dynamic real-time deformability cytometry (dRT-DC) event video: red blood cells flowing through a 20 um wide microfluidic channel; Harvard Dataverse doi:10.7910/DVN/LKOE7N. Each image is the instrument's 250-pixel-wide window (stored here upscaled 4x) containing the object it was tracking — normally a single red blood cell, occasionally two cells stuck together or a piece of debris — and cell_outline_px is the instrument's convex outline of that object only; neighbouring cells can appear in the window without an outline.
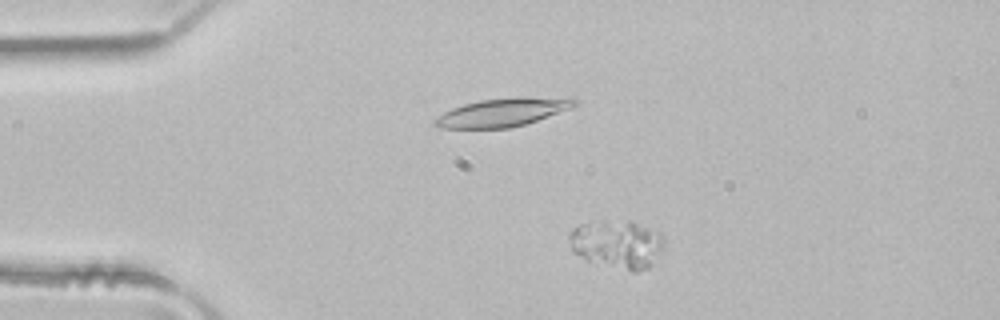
{"species": "common noctule bat (a hibernating species)", "species_latin": "Nyctalus noctula", "temperature_condition": "room temperature", "stored_images_in_passage": 5, "camera_frame_rate_fps": 3000, "um_per_image_px": 0.085, "animal": {"sex": "male", "body_mass_g": 21.5, "forearm_length_mm": 52.0}, "frame": {"image": 1, "passage_image": 3, "time_ms": 0.667, "image_size_px": [1000, 320], "cell_outline_px": [[664, 248], [648, 268], [636, 272], [632, 272], [588, 260], [572, 252], [568, 236], [568, 232], [572, 228], [580, 224], [604, 220], [632, 220], [660, 232], [664, 236]], "centroid_in_image_um": [52.47, 20.72], "position_along_channel_um": 32.5, "area_um2": 27.11}}
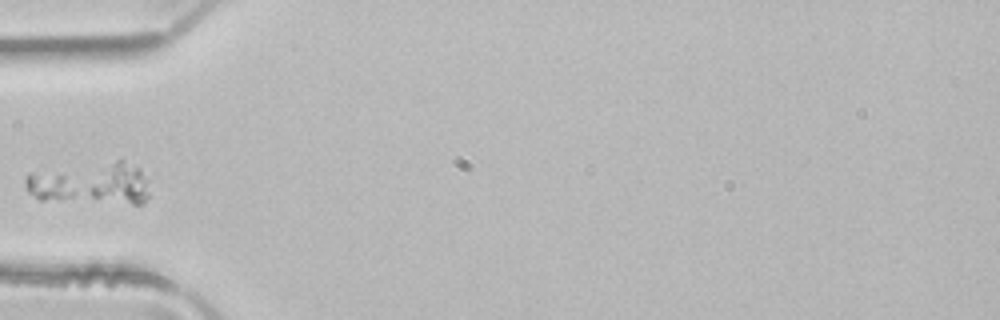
{"frame": {"image": 2, "passage_image": 5, "time_ms": 1.333, "image_size_px": [1000, 320], "cell_outline_px": [[148, 196], [144, 204], [132, 204], [40, 200], [28, 192], [24, 184], [24, 180], [28, 172], [116, 160], [124, 160], [136, 164], [140, 168], [148, 180]], "centroid_in_image_um": [7.72, 15.59], "position_along_channel_um": 77.3, "area_um2": 31.39}}